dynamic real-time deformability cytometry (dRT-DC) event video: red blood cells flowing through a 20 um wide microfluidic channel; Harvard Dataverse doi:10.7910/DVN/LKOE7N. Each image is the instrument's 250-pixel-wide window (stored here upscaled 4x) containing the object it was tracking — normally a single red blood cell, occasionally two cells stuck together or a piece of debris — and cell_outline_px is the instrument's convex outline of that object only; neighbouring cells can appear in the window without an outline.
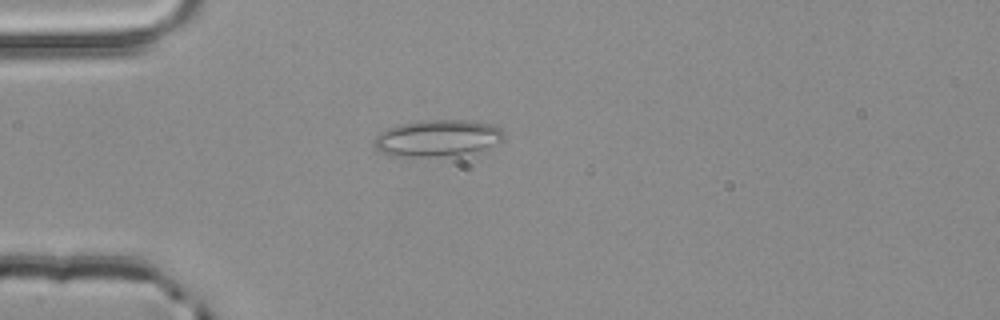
{"species": "common noctule bat (a hibernating species)", "species_latin": "Nyctalus noctula", "temperature_condition": "room temperature", "stored_images_in_passage": 44, "camera_frame_rate_fps": 3000, "um_per_image_px": 0.085, "animal": {"sex": "male", "body_mass_g": 20.4}, "frame": {"image": 1, "passage_image": 6, "time_ms": 1.667, "image_size_px": [1000, 320], "cell_outline_px": [[504, 140], [484, 152], [464, 156], [412, 160], [392, 156], [380, 152], [372, 144], [372, 140], [380, 132], [396, 124], [424, 120], [468, 120], [492, 124], [500, 128], [504, 132]], "centroid_in_image_um": [37.2, 11.82], "position_along_channel_um": 47.8, "area_um2": 29.77}}
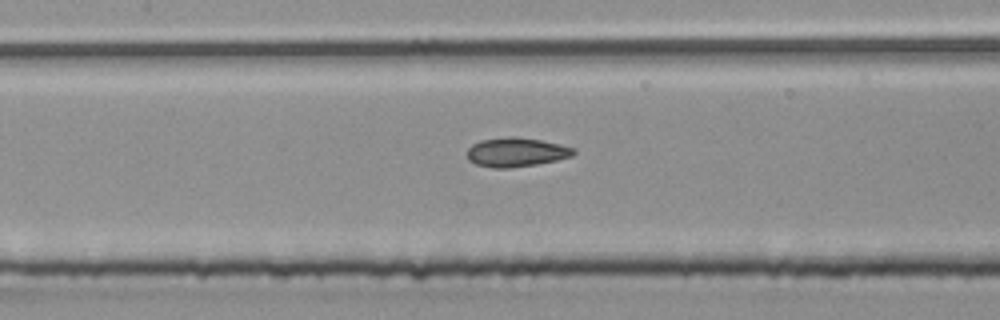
{"frame": {"image": 2, "passage_image": 16, "time_ms": 5.0, "image_size_px": [1000, 320], "cell_outline_px": [[576, 152], [572, 156], [556, 160], [536, 164], [508, 168], [492, 168], [476, 164], [468, 160], [468, 148], [472, 144], [480, 140], [508, 136], [516, 136], [540, 140], [576, 148]], "centroid_in_image_um": [43.87, 12.93], "position_along_channel_um": 163.5, "area_um2": 18.09}}
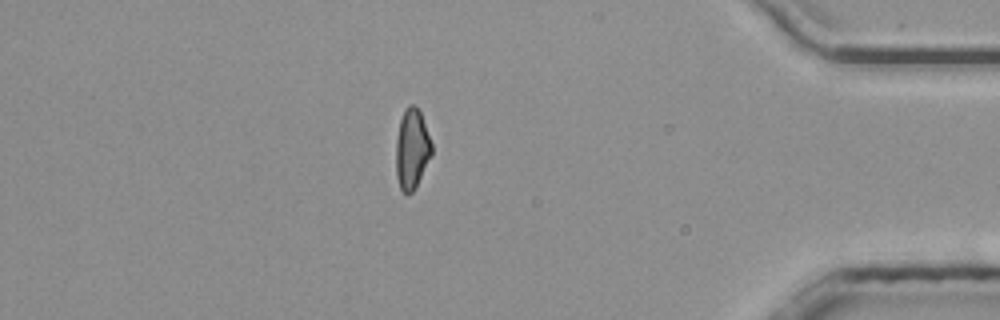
{"frame": {"image": 3, "passage_image": 37, "time_ms": 12.0, "image_size_px": [1000, 320], "cell_outline_px": [[432, 156], [416, 188], [408, 196], [400, 188], [396, 176], [396, 140], [400, 120], [404, 108], [408, 104], [416, 104], [420, 112], [432, 144]], "centroid_in_image_um": [35.01, 12.68], "position_along_channel_um": 400.2, "area_um2": 16.99}, "authors_computed_cell_mechanics": {"area_um2": 17.2822, "velocity_mm_per_s": 3.9547, "shape_relaxation_time_tau1_ms": null, "shape_relaxation_time_tau2_ms": 2.6888, "deformation_change_tau1": null, "deformation_change_tau2": 0.0917}}